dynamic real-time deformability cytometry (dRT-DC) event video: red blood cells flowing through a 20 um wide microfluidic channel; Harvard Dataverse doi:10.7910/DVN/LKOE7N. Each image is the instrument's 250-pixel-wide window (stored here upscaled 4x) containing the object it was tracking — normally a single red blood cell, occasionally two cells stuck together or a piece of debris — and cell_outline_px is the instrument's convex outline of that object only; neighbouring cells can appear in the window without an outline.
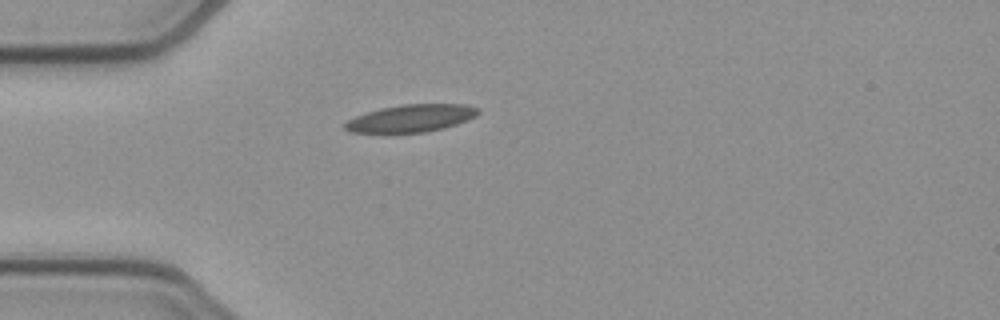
{"species": "common noctule bat (a hibernating species)", "species_latin": "Nyctalus noctula", "temperature_condition": "cold", "stored_images_in_passage": 35, "camera_frame_rate_fps": 3000, "um_per_image_px": 0.085, "animal": {"sex": "female", "body_mass_g": 21.9}, "frame": {"image": 1, "passage_image": 1, "time_ms": 0.0, "image_size_px": [1000, 320], "cell_outline_px": [[480, 112], [476, 116], [468, 120], [444, 128], [424, 132], [348, 132], [344, 128], [344, 124], [348, 120], [356, 116], [380, 108], [404, 104], [468, 104], [480, 108]], "centroid_in_image_um": [34.99, 10.04], "position_along_channel_um": 50.0, "area_um2": 21.21}}
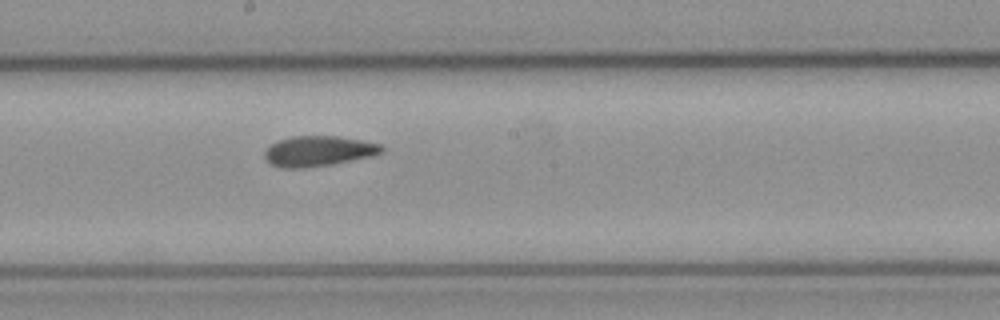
{"frame": {"image": 2, "passage_image": 15, "time_ms": 4.667, "image_size_px": [1000, 320], "cell_outline_px": [[384, 152], [372, 156], [332, 164], [300, 168], [280, 168], [264, 160], [264, 152], [272, 144], [280, 140], [292, 136], [336, 136], [360, 140], [380, 144], [384, 148]], "centroid_in_image_um": [27.06, 12.85], "position_along_channel_um": 221.1, "area_um2": 20.58}}
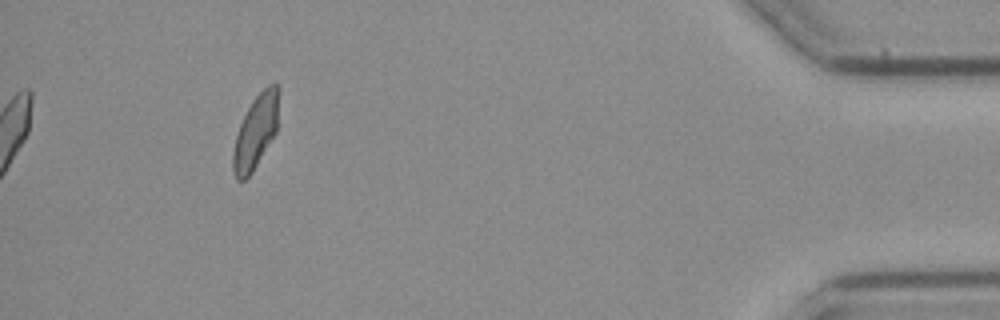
{"frame": {"image": 3, "passage_image": 35, "time_ms": 11.333, "image_size_px": [1000, 320], "cell_outline_px": [[280, 92], [276, 132], [252, 172], [244, 180], [236, 180], [232, 172], [232, 152], [236, 136], [240, 124], [252, 100], [268, 84], [280, 84]], "centroid_in_image_um": [21.74, 11.17], "position_along_channel_um": 413.5, "area_um2": 19.71}, "authors_computed_cell_mechanics": {"area_um2": 20.5768, "velocity_mm_per_s": 3.8912, "shape_relaxation_time_tau1_ms": null, "shape_relaxation_time_tau2_ms": 5.8139, "deformation_change_tau1": null, "deformation_change_tau2": 0.1039}}